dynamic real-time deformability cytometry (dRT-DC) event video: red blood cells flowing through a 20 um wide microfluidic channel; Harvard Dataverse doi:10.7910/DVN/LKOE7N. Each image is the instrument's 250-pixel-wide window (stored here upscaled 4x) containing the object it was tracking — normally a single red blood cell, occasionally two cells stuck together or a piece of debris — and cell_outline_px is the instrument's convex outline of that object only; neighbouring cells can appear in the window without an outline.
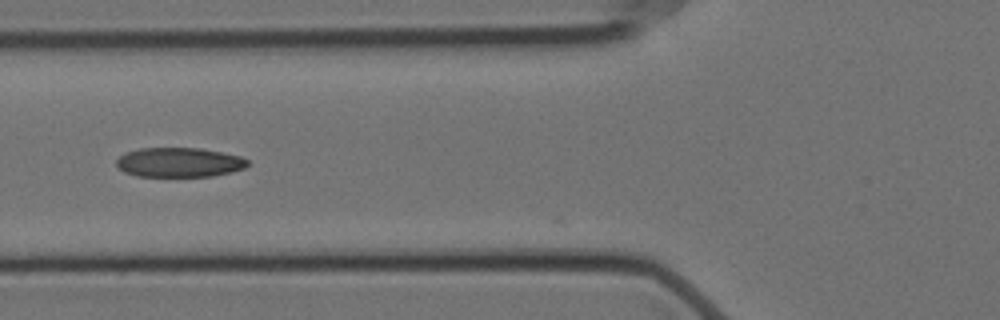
{"species": "Egyptian fruit bat (a non-hibernating species)", "species_latin": "Rousettus aegyptiacus", "temperature_condition": "cold", "stored_images_in_passage": 3, "camera_frame_rate_fps": 3000, "um_per_image_px": 0.085, "animal": {"sex": "female"}, "frame": {"image": 1, "passage_image": 2, "time_ms": 0.333, "image_size_px": [1000, 320], "cell_outline_px": [[248, 164], [244, 168], [232, 172], [212, 176], [136, 176], [124, 172], [116, 164], [116, 160], [124, 152], [140, 148], [200, 148], [240, 156], [248, 160]], "centroid_in_image_um": [15.21, 13.8], "position_along_channel_um": 110.6, "area_um2": 22.54}}